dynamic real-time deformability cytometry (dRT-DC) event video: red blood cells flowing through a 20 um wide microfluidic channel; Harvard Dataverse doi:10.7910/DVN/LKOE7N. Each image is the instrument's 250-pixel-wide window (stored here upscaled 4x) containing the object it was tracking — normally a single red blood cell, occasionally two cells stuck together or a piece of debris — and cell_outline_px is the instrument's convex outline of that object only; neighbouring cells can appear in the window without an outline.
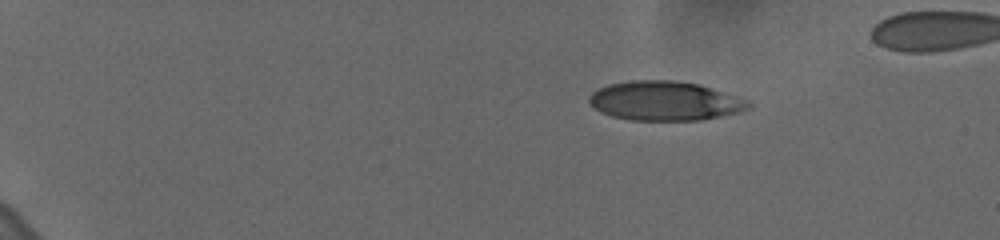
{"species": "human", "species_latin": "Homo sapiens", "temperature_condition": "cold", "stored_images_in_passage": 49, "camera_frame_rate_fps": 3000, "um_per_image_px": 0.085, "donor": {"sex": "female"}, "frame": {"image": 1, "passage_image": 1, "time_ms": 0.0, "image_size_px": [1000, 240], "cell_outline_px": [[752, 104], [748, 108], [736, 112], [720, 116], [700, 120], [632, 120], [612, 116], [600, 112], [588, 100], [588, 96], [592, 92], [608, 84], [632, 80], [672, 80], [696, 84], [712, 88], [748, 100]], "centroid_in_image_um": [56.48, 8.57], "position_along_channel_um": 28.5, "area_um2": 36.13}}
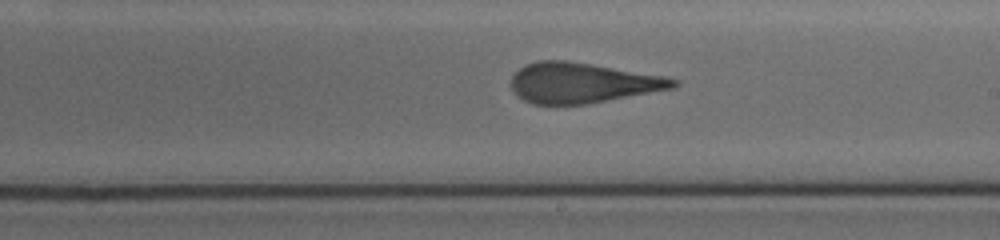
{"frame": {"image": 2, "passage_image": 28, "time_ms": 9.0, "image_size_px": [1000, 240], "cell_outline_px": [[680, 84], [672, 88], [588, 104], [532, 104], [516, 96], [512, 88], [512, 76], [524, 64], [540, 60], [568, 60], [664, 76], [680, 80]], "centroid_in_image_um": [49.48, 7.04], "position_along_channel_um": 239.5, "area_um2": 37.97}}
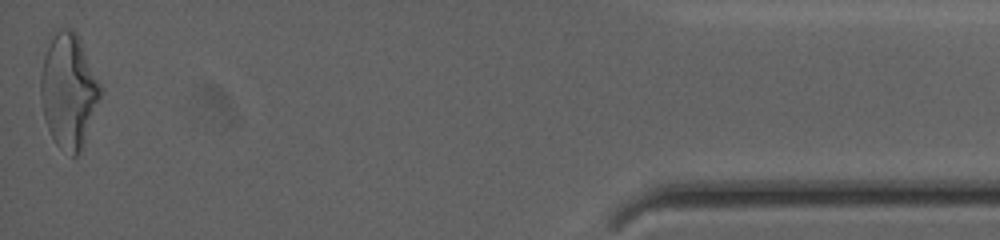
{"frame": {"image": 3, "passage_image": 49, "time_ms": 16.0, "image_size_px": [1000, 240], "cell_outline_px": [[100, 96], [80, 152], [76, 156], [72, 156], [56, 144], [48, 128], [44, 116], [40, 96], [40, 72], [48, 32], [60, 28], [72, 28], [76, 32], [80, 40], [100, 84]], "centroid_in_image_um": [5.77, 7.61], "position_along_channel_um": 429.4, "area_um2": 39.77}, "authors_computed_cell_mechanics": {"area_um2": 38.4948, "velocity_mm_per_s": 3.6471, "shape_relaxation_time_tau1_ms": 9.2963, "shape_relaxation_time_tau2_ms": 1.4002, "deformation_change_tau1": 0.2584, "deformation_change_tau2": 0.1186}}